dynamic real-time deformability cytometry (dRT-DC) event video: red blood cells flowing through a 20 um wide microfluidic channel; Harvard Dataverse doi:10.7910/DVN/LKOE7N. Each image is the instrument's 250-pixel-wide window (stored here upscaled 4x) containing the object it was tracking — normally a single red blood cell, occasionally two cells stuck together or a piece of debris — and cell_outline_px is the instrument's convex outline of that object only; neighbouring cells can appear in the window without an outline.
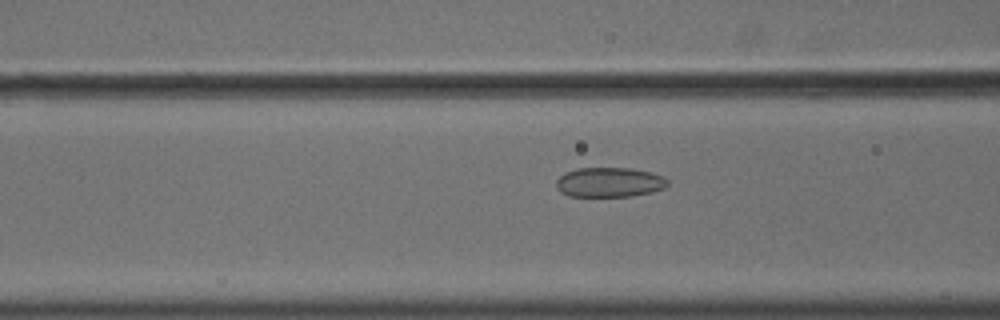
{"species": "common noctule bat (a hibernating species)", "species_latin": "Nyctalus noctula", "temperature_condition": "cold", "stored_images_in_passage": 41, "camera_frame_rate_fps": 3000, "um_per_image_px": 0.085, "animal": {"sex": "male", "body_mass_g": 18.8}, "frame": {"image": 1, "passage_image": 8, "time_ms": 2.333, "image_size_px": [1000, 320], "cell_outline_px": [[668, 184], [664, 188], [652, 192], [632, 196], [568, 196], [560, 192], [556, 188], [556, 180], [564, 172], [576, 168], [632, 168], [652, 172], [664, 176], [668, 180]], "centroid_in_image_um": [51.79, 15.48], "position_along_channel_um": 114.8, "area_um2": 19.54}}
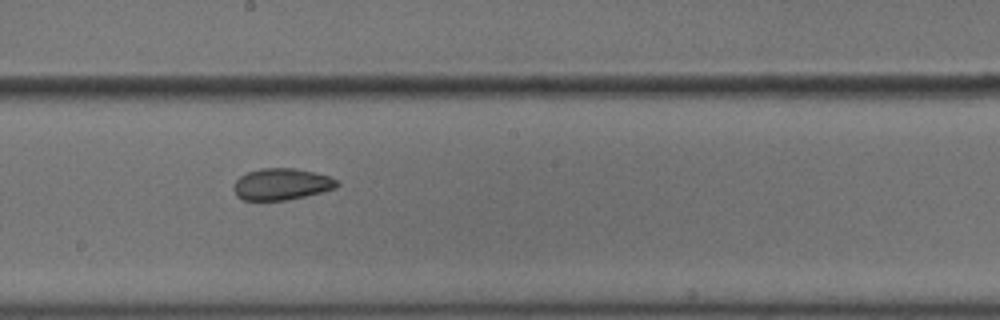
{"frame": {"image": 2, "passage_image": 17, "time_ms": 5.333, "image_size_px": [1000, 320], "cell_outline_px": [[340, 184], [336, 188], [288, 200], [244, 200], [236, 196], [232, 188], [232, 184], [240, 176], [248, 172], [260, 168], [296, 168], [328, 176], [336, 180]], "centroid_in_image_um": [23.88, 15.65], "position_along_channel_um": 224.3, "area_um2": 19.02}}
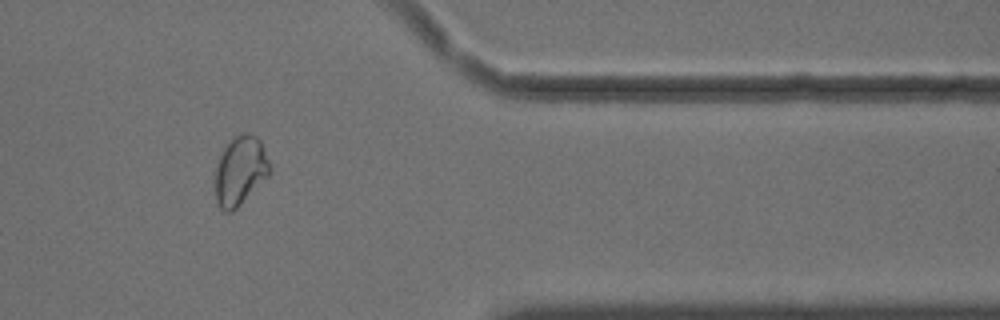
{"frame": {"image": 3, "passage_image": 32, "time_ms": 10.333, "image_size_px": [1000, 320], "cell_outline_px": [[272, 168], [268, 176], [232, 212], [228, 212], [220, 208], [216, 200], [212, 180], [216, 164], [224, 148], [232, 136], [248, 132], [256, 136], [260, 140]], "centroid_in_image_um": [20.38, 14.5], "position_along_channel_um": 391.0, "area_um2": 22.31}, "authors_computed_cell_mechanics": {"area_um2": 19.5364, "velocity_mm_per_s": 3.6357, "shape_relaxation_time_tau1_ms": null, "shape_relaxation_time_tau2_ms": 2.304, "deformation_change_tau1": null, "deformation_change_tau2": 0.0665}}